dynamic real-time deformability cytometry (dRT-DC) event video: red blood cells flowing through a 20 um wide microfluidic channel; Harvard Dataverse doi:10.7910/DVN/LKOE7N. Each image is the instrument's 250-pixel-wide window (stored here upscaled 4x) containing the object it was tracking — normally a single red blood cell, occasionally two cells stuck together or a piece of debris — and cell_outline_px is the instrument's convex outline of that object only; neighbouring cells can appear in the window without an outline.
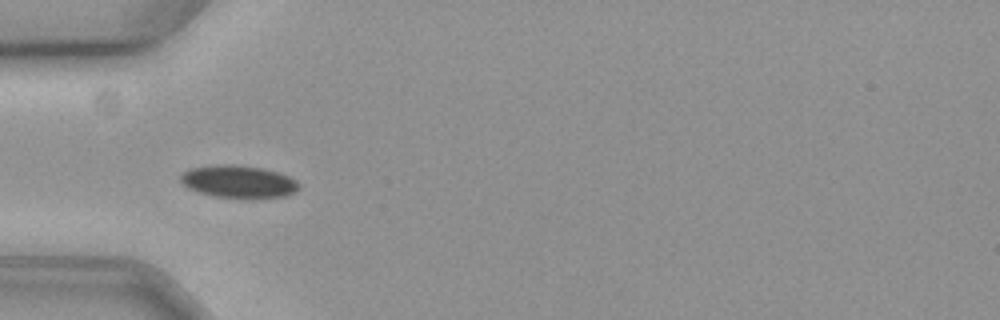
{"species": "common noctule bat (a hibernating species)", "species_latin": "Nyctalus noctula", "temperature_condition": "cold", "stored_images_in_passage": 41, "camera_frame_rate_fps": 3000, "um_per_image_px": 0.085, "animal": {"sex": "female", "body_mass_g": 19.3, "forearm_length_mm": 54.1}, "frame": {"image": 1, "passage_image": 1, "time_ms": 0.0, "image_size_px": [1000, 320], "cell_outline_px": [[300, 188], [284, 196], [256, 200], [252, 200], [216, 196], [200, 192], [188, 188], [180, 180], [180, 176], [184, 172], [192, 168], [216, 164], [232, 164], [260, 168], [276, 172], [288, 176], [296, 180], [300, 184]], "centroid_in_image_um": [20.3, 15.46], "position_along_channel_um": 64.7, "area_um2": 22.6}}
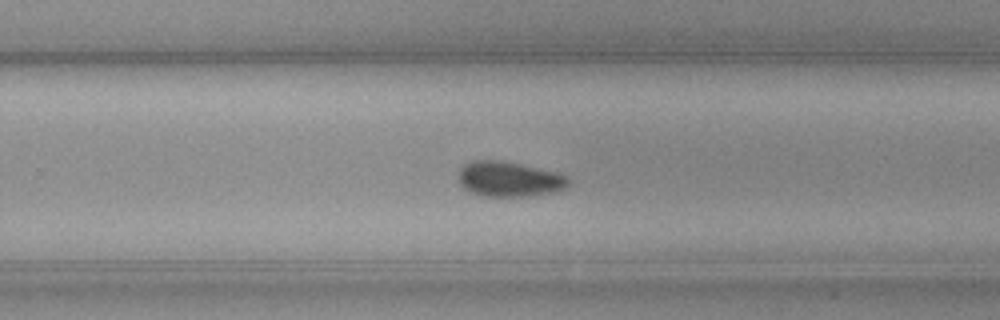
{"frame": {"image": 2, "passage_image": 20, "time_ms": 6.333, "image_size_px": [1000, 320], "cell_outline_px": [[568, 184], [564, 188], [556, 192], [532, 196], [480, 196], [468, 192], [460, 184], [456, 176], [460, 168], [464, 164], [472, 160], [500, 160], [520, 164], [556, 172], [568, 176]], "centroid_in_image_um": [43.22, 15.23], "position_along_channel_um": 286.6, "area_um2": 22.83}}
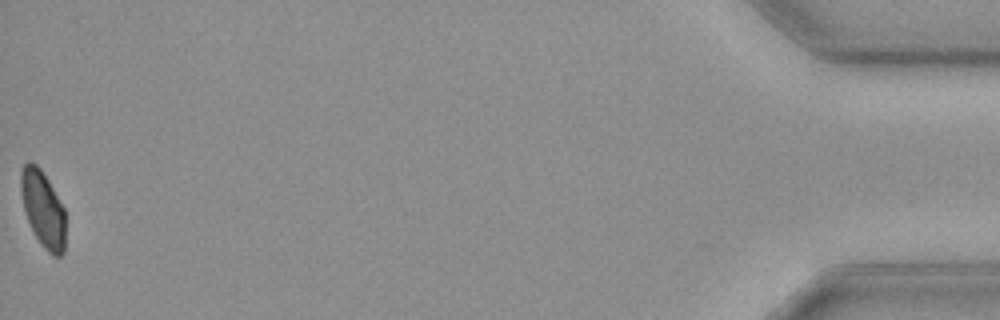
{"frame": {"image": 3, "passage_image": 41, "time_ms": 13.333, "image_size_px": [1000, 320], "cell_outline_px": [[64, 252], [60, 256], [52, 256], [40, 244], [32, 232], [24, 208], [20, 192], [20, 168], [28, 160], [36, 164], [40, 168], [48, 180], [64, 208]], "centroid_in_image_um": [3.62, 17.75], "position_along_channel_um": 431.6, "area_um2": 19.94}}